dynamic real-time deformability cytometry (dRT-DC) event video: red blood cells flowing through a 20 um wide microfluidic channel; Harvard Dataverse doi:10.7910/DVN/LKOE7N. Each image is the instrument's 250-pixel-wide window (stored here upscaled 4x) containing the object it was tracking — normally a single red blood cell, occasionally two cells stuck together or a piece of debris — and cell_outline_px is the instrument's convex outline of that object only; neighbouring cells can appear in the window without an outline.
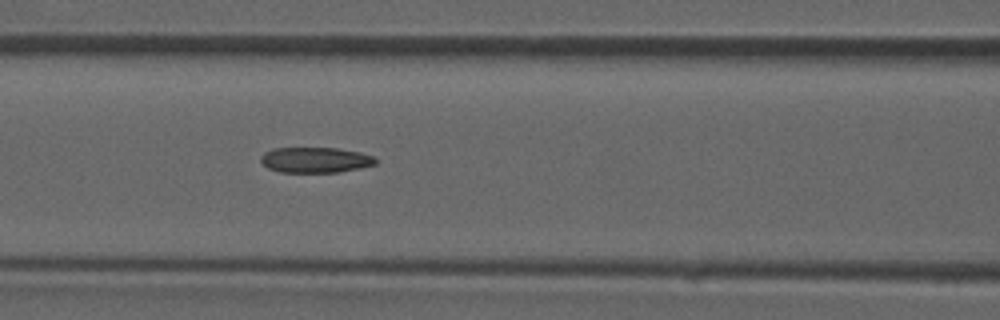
{"species": "common noctule bat (a hibernating species)", "species_latin": "Nyctalus noctula", "temperature_condition": "room temperature", "stored_images_in_passage": 38, "camera_frame_rate_fps": 3000, "um_per_image_px": 0.085, "animal": {"sex": "male", "forearm_length_mm": 52.5}, "frame": {"image": 1, "passage_image": 12, "time_ms": 3.667, "image_size_px": [1000, 320], "cell_outline_px": [[376, 164], [336, 172], [280, 172], [268, 168], [260, 160], [260, 156], [264, 152], [272, 148], [336, 148], [360, 152], [372, 156], [376, 160]], "centroid_in_image_um": [26.75, 13.58], "position_along_channel_um": 139.9, "area_um2": 16.88}}